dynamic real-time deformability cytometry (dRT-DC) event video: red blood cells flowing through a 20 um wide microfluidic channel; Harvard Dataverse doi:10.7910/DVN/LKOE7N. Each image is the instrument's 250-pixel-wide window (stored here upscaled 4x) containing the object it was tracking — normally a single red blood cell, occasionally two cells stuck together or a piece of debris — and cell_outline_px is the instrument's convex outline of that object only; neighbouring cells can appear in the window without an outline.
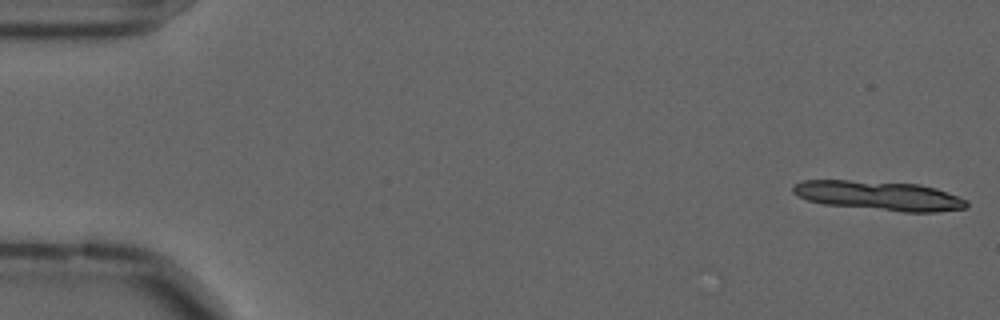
{"species": "common noctule bat (a hibernating species)", "species_latin": "Nyctalus noctula", "temperature_condition": "cold", "stored_images_in_passage": 16, "camera_frame_rate_fps": 3000, "um_per_image_px": 0.085, "animal": {"sex": "male", "forearm_length_mm": 52.5}, "frame": {"image": 1, "passage_image": 1, "time_ms": 0.0, "image_size_px": [1000, 320], "cell_outline_px": [[968, 208], [936, 212], [904, 212], [824, 204], [808, 200], [792, 192], [792, 184], [804, 180], [848, 180], [920, 184], [936, 188], [968, 200]], "centroid_in_image_um": [74.74, 16.63], "position_along_channel_um": 10.3, "area_um2": 29.77}}